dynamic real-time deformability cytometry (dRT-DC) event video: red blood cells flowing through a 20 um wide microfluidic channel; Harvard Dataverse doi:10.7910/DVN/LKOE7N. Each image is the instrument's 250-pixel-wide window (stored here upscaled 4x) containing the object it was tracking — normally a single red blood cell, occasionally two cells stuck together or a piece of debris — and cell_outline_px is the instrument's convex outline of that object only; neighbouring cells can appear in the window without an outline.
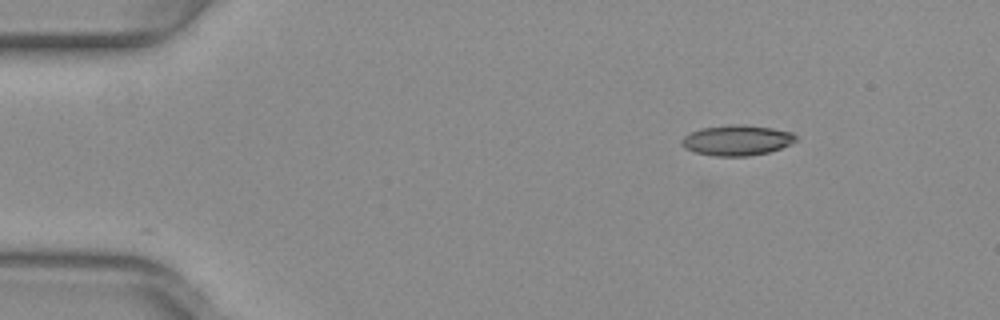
{"species": "common noctule bat (a hibernating species)", "species_latin": "Nyctalus noctula", "temperature_condition": "warm", "stored_images_in_passage": 18, "camera_frame_rate_fps": 3000, "um_per_image_px": 0.085, "animal": {"sex": "female", "body_mass_g": 29.2, "forearm_length_mm": 56.3}, "frame": {"image": 1, "passage_image": 1, "time_ms": 0.0, "image_size_px": [1000, 320], "cell_outline_px": [[796, 140], [780, 148], [768, 152], [748, 156], [712, 156], [696, 152], [684, 148], [680, 144], [680, 140], [684, 136], [700, 128], [728, 124], [744, 124], [772, 128], [792, 132], [796, 136]], "centroid_in_image_um": [62.59, 11.91], "position_along_channel_um": 22.4, "area_um2": 20.29}}
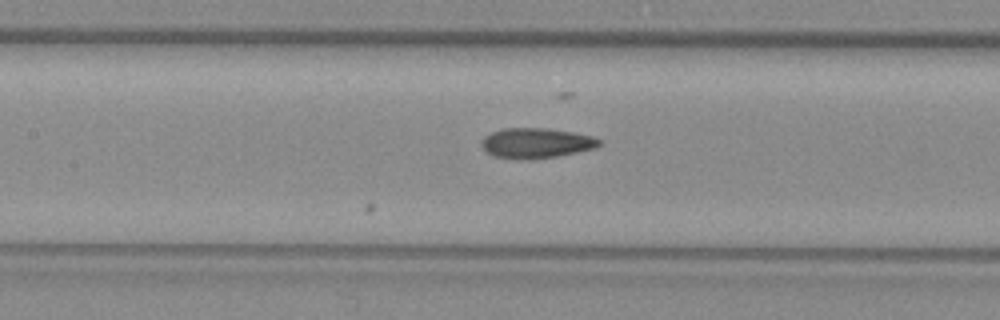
{"frame": {"image": 2, "passage_image": 18, "time_ms": 5.667, "image_size_px": [1000, 320], "cell_outline_px": [[600, 144], [596, 148], [556, 156], [528, 160], [492, 156], [480, 144], [484, 136], [500, 128], [544, 128], [572, 132], [592, 136], [600, 140]], "centroid_in_image_um": [45.54, 12.16], "position_along_channel_um": 161.9, "area_um2": 20.58}}